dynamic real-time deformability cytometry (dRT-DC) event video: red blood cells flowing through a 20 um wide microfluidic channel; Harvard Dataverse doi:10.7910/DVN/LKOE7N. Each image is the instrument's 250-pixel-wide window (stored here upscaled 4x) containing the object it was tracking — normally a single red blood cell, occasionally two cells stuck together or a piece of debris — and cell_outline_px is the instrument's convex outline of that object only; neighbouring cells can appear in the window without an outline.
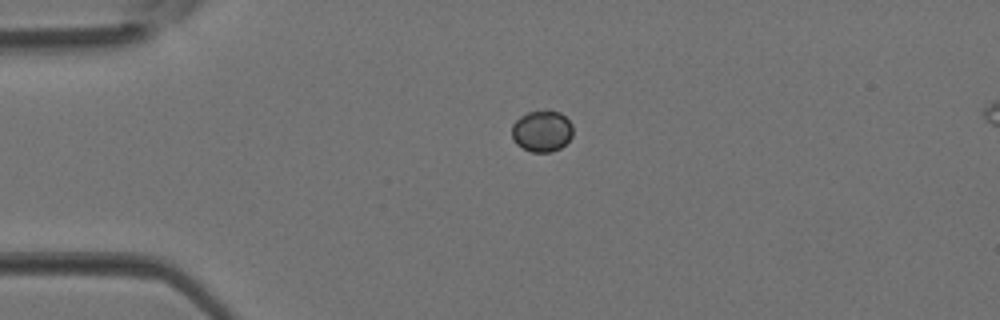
{"species": "Egyptian fruit bat (a non-hibernating species)", "species_latin": "Rousettus aegyptiacus", "temperature_condition": "room temperature", "stored_images_in_passage": 2, "camera_frame_rate_fps": 3000, "um_per_image_px": 0.085, "animal": {"sex": "female"}, "frame": {"image": 1, "passage_image": 1, "time_ms": 0.0, "image_size_px": [1000, 320], "cell_outline_px": [[572, 136], [560, 148], [552, 152], [532, 152], [516, 144], [512, 136], [512, 124], [520, 116], [528, 112], [548, 108], [560, 112], [572, 124]], "centroid_in_image_um": [46.06, 11.11], "position_along_channel_um": 38.9, "area_um2": 14.91}}